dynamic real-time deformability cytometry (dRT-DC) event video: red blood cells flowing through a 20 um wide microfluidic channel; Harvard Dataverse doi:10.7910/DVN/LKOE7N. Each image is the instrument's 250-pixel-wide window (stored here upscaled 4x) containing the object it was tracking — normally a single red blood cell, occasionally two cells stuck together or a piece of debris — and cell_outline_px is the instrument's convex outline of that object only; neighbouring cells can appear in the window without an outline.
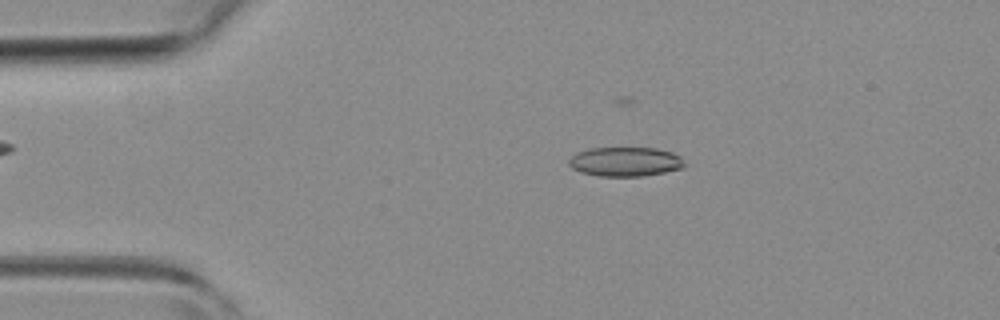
{"species": "common noctule bat (a hibernating species)", "species_latin": "Nyctalus noctula", "temperature_condition": "room temperature", "stored_images_in_passage": 46, "camera_frame_rate_fps": 3000, "um_per_image_px": 0.085, "animal": {"sex": "female", "body_mass_g": 19.3, "forearm_length_mm": 54.1}, "frame": {"image": 1, "passage_image": 8, "time_ms": 2.333, "image_size_px": [1000, 320], "cell_outline_px": [[684, 168], [644, 176], [600, 176], [580, 172], [572, 168], [568, 164], [568, 160], [576, 152], [588, 148], [656, 148], [672, 152], [680, 156], [684, 164]], "centroid_in_image_um": [53.13, 13.74], "position_along_channel_um": 31.9, "area_um2": 19.83}}
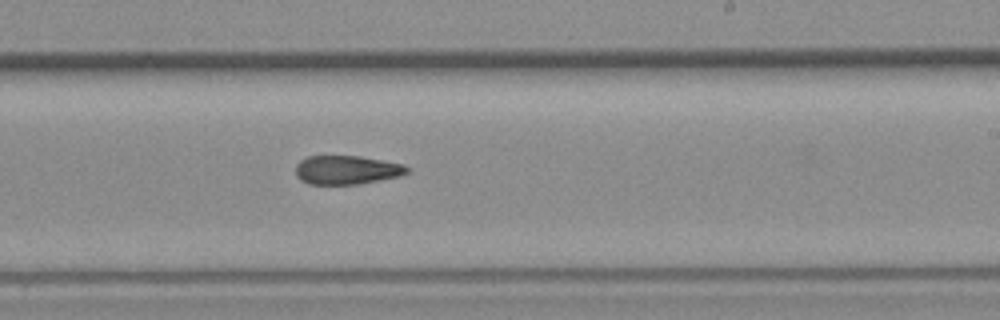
{"frame": {"image": 2, "passage_image": 27, "time_ms": 8.667, "image_size_px": [1000, 320], "cell_outline_px": [[408, 172], [400, 176], [360, 184], [308, 184], [300, 180], [296, 176], [296, 164], [300, 160], [308, 156], [360, 156], [404, 164], [408, 168]], "centroid_in_image_um": [29.45, 14.44], "position_along_channel_um": 259.5, "area_um2": 18.79}}
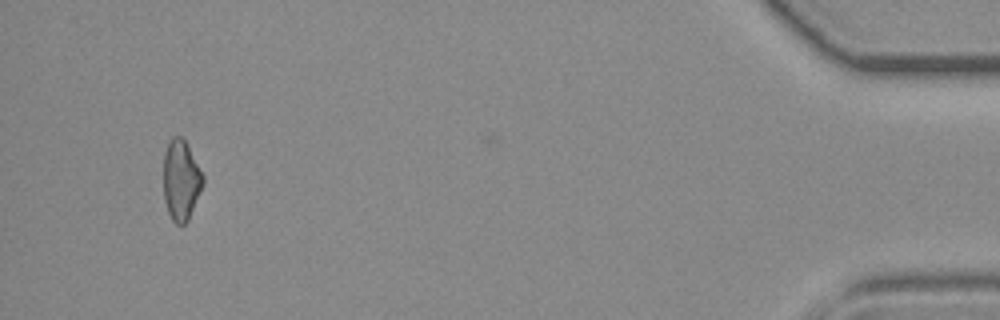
{"frame": {"image": 3, "passage_image": 44, "time_ms": 14.333, "image_size_px": [1000, 320], "cell_outline_px": [[204, 184], [188, 220], [184, 224], [176, 224], [172, 220], [168, 212], [164, 200], [164, 152], [168, 140], [172, 136], [180, 136], [184, 140], [204, 176]], "centroid_in_image_um": [15.38, 15.32], "position_along_channel_um": 419.8, "area_um2": 18.44}, "authors_computed_cell_mechanics": {"area_um2": 19.4497, "velocity_mm_per_s": 4.2909, "shape_relaxation_time_tau1_ms": null, "shape_relaxation_time_tau2_ms": 11.078, "deformation_change_tau1": null, "deformation_change_tau2": 0.2167}}